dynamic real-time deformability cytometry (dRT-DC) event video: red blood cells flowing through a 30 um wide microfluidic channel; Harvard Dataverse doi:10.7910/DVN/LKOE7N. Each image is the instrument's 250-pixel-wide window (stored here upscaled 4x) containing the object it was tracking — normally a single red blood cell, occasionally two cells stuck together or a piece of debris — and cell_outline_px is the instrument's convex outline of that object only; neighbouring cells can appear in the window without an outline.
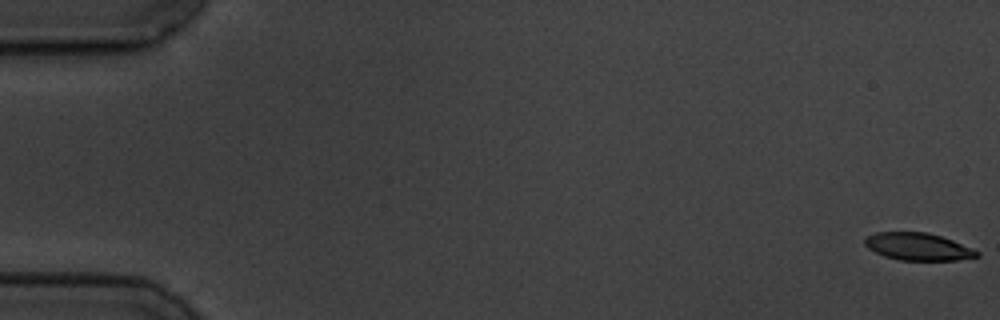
{"species": "common noctule bat (a hibernating species)", "species_latin": "Nyctalus noctula", "temperature_condition": "cold", "stored_images_in_passage": 6, "camera_frame_rate_fps": 3000, "um_per_image_px": 0.085, "animal": {"sex": "male", "body_mass_g": 19.5, "forearm_length_mm": 54.6}, "frame": {"image": 1, "passage_image": 1, "time_ms": 0.0, "image_size_px": [1000, 320], "cell_outline_px": [[980, 256], [956, 260], [900, 260], [884, 256], [868, 248], [864, 244], [864, 240], [868, 236], [876, 232], [928, 232], [952, 240], [980, 252]], "centroid_in_image_um": [78.02, 20.96], "position_along_channel_um": 7.0, "area_um2": 17.74}}
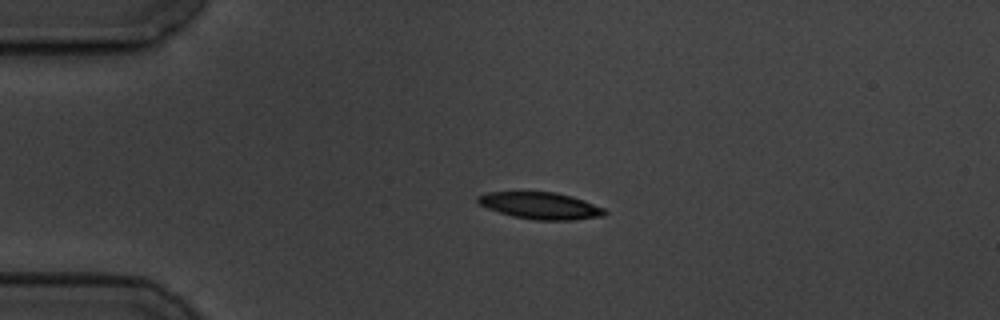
{"frame": {"image": 2, "passage_image": 5, "time_ms": 4.333, "image_size_px": [1000, 320], "cell_outline_px": [[608, 212], [604, 216], [576, 220], [536, 220], [512, 216], [488, 208], [480, 204], [476, 200], [476, 196], [484, 192], [556, 192], [572, 196], [584, 200], [604, 208]], "centroid_in_image_um": [45.96, 17.48], "position_along_channel_um": 39.0, "area_um2": 19.94}}